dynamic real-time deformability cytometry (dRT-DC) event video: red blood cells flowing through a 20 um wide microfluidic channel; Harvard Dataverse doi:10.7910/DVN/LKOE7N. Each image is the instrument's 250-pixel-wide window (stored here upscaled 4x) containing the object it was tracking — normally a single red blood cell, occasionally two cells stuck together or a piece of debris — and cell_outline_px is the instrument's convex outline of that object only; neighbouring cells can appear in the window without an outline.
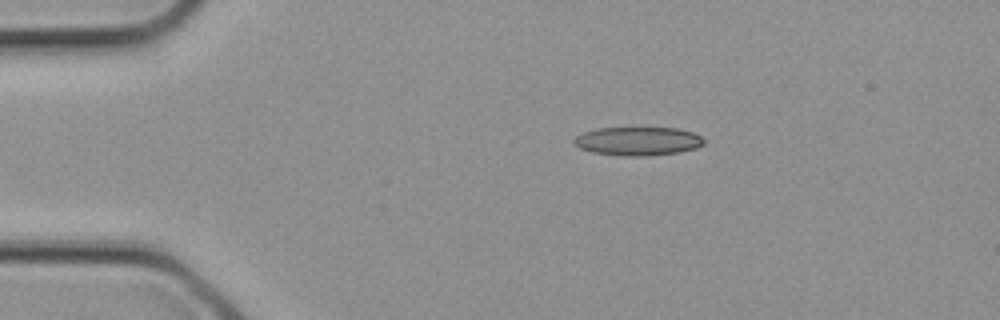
{"species": "common noctule bat (a hibernating species)", "species_latin": "Nyctalus noctula", "temperature_condition": "cold", "stored_images_in_passage": 3, "camera_frame_rate_fps": 3000, "um_per_image_px": 0.085, "animal": {"sex": "female", "body_mass_g": 21.9}, "frame": {"image": 1, "passage_image": 1, "time_ms": 0.0, "image_size_px": [1000, 320], "cell_outline_px": [[704, 144], [696, 148], [680, 152], [648, 156], [624, 156], [592, 152], [580, 148], [572, 144], [572, 140], [576, 136], [584, 132], [596, 128], [676, 128], [692, 132], [700, 136], [704, 140]], "centroid_in_image_um": [54.2, 12.0], "position_along_channel_um": 30.8, "area_um2": 21.73}}